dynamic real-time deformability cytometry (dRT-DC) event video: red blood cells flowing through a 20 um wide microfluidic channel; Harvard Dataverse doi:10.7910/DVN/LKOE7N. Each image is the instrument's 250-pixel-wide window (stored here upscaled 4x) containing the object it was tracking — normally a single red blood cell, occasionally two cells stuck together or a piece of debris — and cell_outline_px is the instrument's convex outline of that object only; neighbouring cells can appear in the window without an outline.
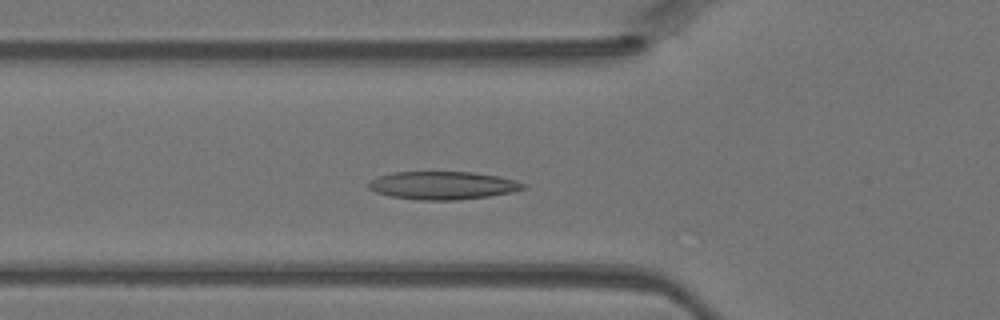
{"species": "Egyptian fruit bat (a non-hibernating species)", "species_latin": "Rousettus aegyptiacus", "temperature_condition": "warm", "stored_images_in_passage": 43, "camera_frame_rate_fps": 3000, "um_per_image_px": 0.085, "animal": {"sex": "female"}, "frame": {"image": 1, "passage_image": 14, "time_ms": 4.333, "image_size_px": [1000, 320], "cell_outline_px": [[528, 188], [512, 192], [488, 196], [456, 200], [420, 200], [388, 196], [376, 192], [368, 188], [368, 180], [376, 176], [392, 172], [472, 172], [500, 176], [516, 180], [528, 184]], "centroid_in_image_um": [37.64, 15.75], "position_along_channel_um": 88.2, "area_um2": 25.61}}
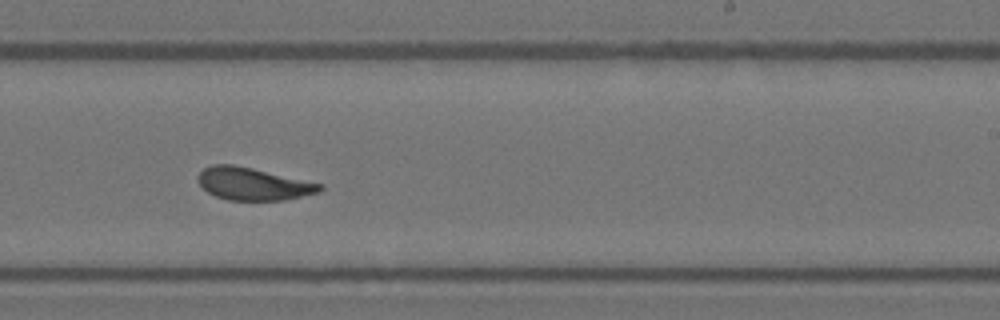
{"frame": {"image": 2, "passage_image": 26, "time_ms": 8.333, "image_size_px": [1000, 320], "cell_outline_px": [[324, 188], [316, 192], [284, 200], [228, 200], [216, 196], [208, 192], [200, 184], [196, 176], [204, 168], [212, 164], [232, 164], [252, 168], [324, 184]], "centroid_in_image_um": [21.49, 15.62], "position_along_channel_um": 267.5, "area_um2": 22.89}}
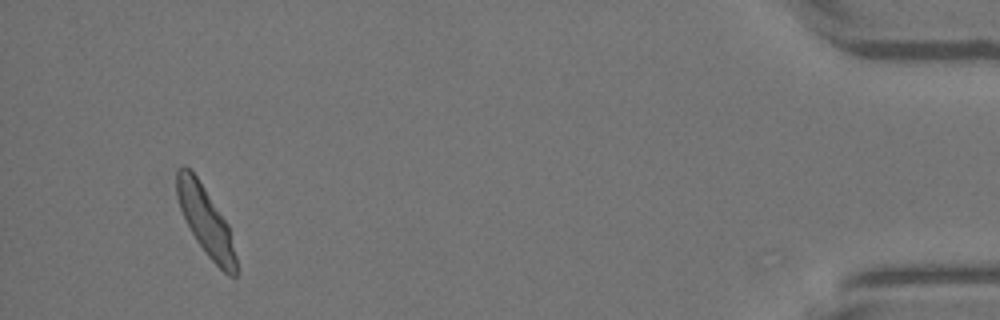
{"frame": {"image": 3, "passage_image": 41, "time_ms": 13.333, "image_size_px": [1000, 320], "cell_outline_px": [[236, 276], [228, 276], [208, 256], [196, 240], [180, 208], [176, 196], [176, 172], [184, 164], [196, 176], [228, 224], [236, 256]], "centroid_in_image_um": [17.47, 18.78], "position_along_channel_um": 417.7, "area_um2": 23.06}}